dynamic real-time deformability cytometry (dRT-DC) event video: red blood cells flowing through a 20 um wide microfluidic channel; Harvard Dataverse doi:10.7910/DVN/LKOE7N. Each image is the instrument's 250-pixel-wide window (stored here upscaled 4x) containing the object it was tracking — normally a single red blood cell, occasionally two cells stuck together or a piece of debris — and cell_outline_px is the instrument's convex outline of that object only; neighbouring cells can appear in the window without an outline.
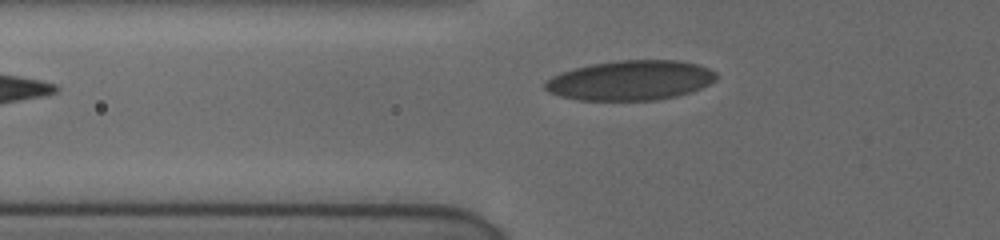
{"species": "human", "species_latin": "Homo sapiens", "temperature_condition": "cold", "stored_images_in_passage": 4, "camera_frame_rate_fps": 3000, "um_per_image_px": 0.085, "donor": {"sex": "female"}, "frame": {"image": 1, "passage_image": 4, "time_ms": 3.0, "image_size_px": [1000, 240], "cell_outline_px": [[716, 80], [692, 92], [676, 96], [656, 100], [576, 100], [560, 96], [548, 92], [544, 88], [544, 84], [552, 76], [560, 72], [592, 64], [616, 60], [676, 60], [696, 64], [708, 68], [716, 72]], "centroid_in_image_um": [53.58, 6.83], "position_along_channel_um": 72.2, "area_um2": 39.71}}